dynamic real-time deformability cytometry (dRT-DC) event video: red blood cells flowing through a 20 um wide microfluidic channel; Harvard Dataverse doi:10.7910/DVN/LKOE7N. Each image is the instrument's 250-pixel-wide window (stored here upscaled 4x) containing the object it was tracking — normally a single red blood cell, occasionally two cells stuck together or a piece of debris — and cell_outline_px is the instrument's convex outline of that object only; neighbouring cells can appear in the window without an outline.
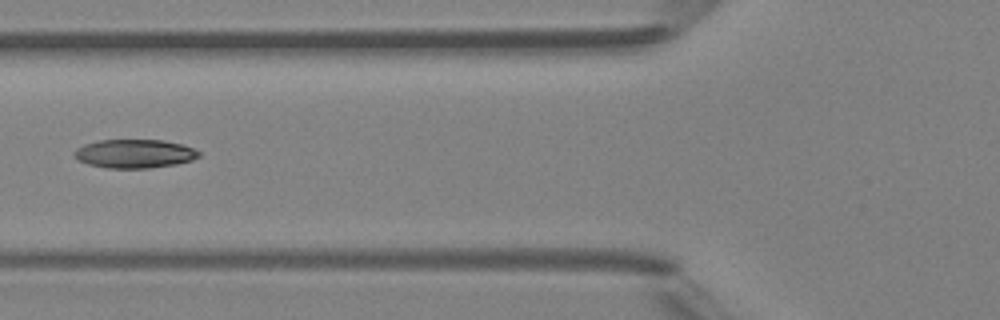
{"species": "Egyptian fruit bat (a non-hibernating species)", "species_latin": "Rousettus aegyptiacus", "temperature_condition": "room temperature", "stored_images_in_passage": 2, "camera_frame_rate_fps": 3000, "um_per_image_px": 0.085, "animal": {"sex": "female"}, "frame": {"image": 1, "passage_image": 2, "time_ms": 1.0, "image_size_px": [1000, 320], "cell_outline_px": [[200, 156], [192, 160], [176, 164], [148, 168], [108, 168], [88, 164], [76, 160], [72, 156], [72, 152], [76, 148], [84, 144], [96, 140], [164, 140], [180, 144], [192, 148], [200, 152]], "centroid_in_image_um": [11.37, 13.06], "position_along_channel_um": 114.4, "area_um2": 20.98}}